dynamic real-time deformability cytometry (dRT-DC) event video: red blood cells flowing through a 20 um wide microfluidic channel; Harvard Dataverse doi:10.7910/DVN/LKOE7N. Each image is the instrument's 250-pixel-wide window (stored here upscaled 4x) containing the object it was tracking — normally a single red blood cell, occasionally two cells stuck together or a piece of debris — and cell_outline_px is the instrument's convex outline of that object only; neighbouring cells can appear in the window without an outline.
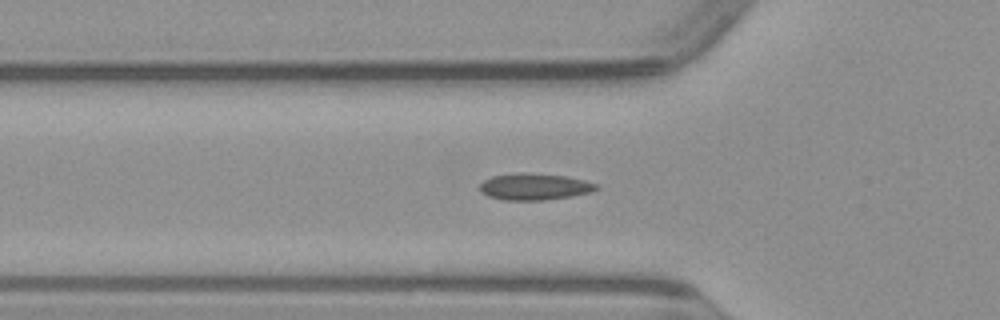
{"species": "common noctule bat (a hibernating species)", "species_latin": "Nyctalus noctula", "temperature_condition": "warm", "stored_images_in_passage": 37, "camera_frame_rate_fps": 3000, "um_per_image_px": 0.085, "animal": {"sex": "male", "body_mass_g": 23.1, "forearm_length_mm": 52.7}, "frame": {"image": 1, "passage_image": 2, "time_ms": 0.333, "image_size_px": [1000, 320], "cell_outline_px": [[600, 188], [592, 192], [572, 196], [544, 200], [504, 200], [488, 196], [480, 192], [480, 184], [484, 180], [492, 176], [568, 176], [600, 184]], "centroid_in_image_um": [45.51, 15.93], "position_along_channel_um": 80.3, "area_um2": 17.17}}
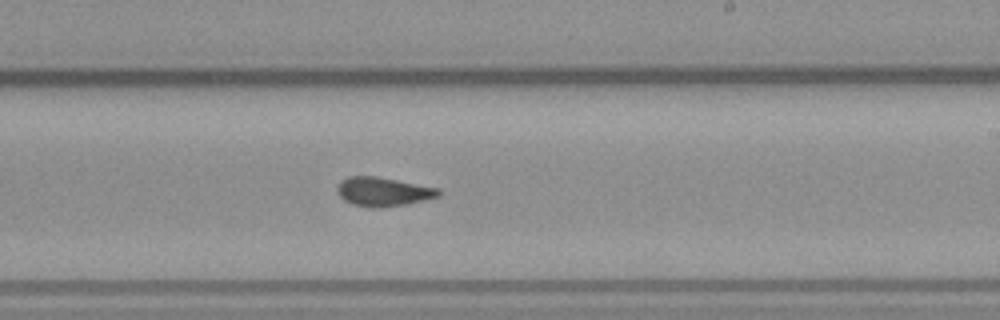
{"frame": {"image": 2, "passage_image": 15, "time_ms": 4.667, "image_size_px": [1000, 320], "cell_outline_px": [[440, 196], [408, 204], [380, 208], [376, 208], [352, 204], [344, 200], [336, 192], [336, 188], [340, 180], [348, 176], [376, 176], [440, 188]], "centroid_in_image_um": [32.55, 16.29], "position_along_channel_um": 256.4, "area_um2": 17.28}}
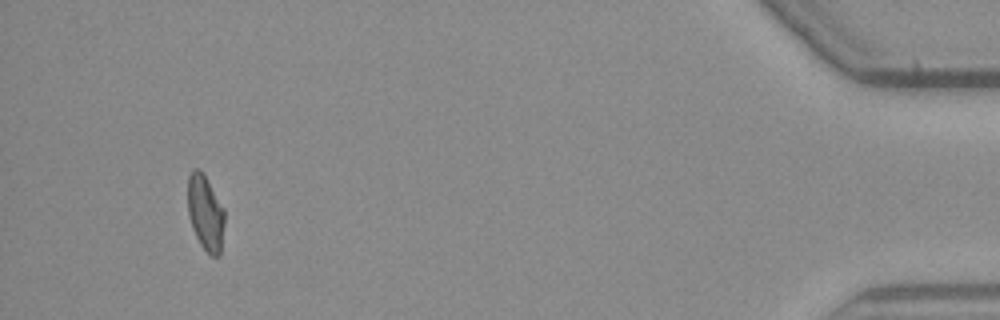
{"frame": {"image": 3, "passage_image": 33, "time_ms": 10.667, "image_size_px": [1000, 320], "cell_outline_px": [[224, 224], [220, 256], [212, 256], [200, 244], [192, 228], [188, 212], [188, 176], [192, 168], [196, 168], [204, 176], [224, 208]], "centroid_in_image_um": [17.46, 18.11], "position_along_channel_um": 417.7, "area_um2": 15.9}}